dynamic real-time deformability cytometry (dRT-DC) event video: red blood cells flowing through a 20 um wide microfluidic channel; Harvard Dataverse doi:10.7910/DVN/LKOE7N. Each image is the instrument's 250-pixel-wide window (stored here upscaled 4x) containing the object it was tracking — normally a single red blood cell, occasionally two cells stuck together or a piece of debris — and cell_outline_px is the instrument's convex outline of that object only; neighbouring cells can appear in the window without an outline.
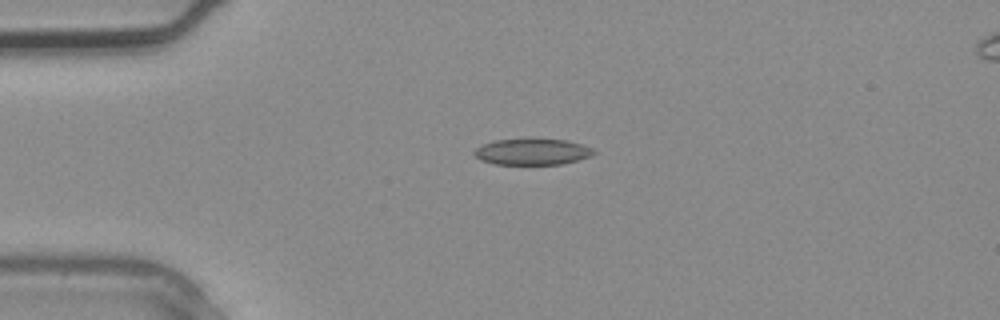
{"species": "common noctule bat (a hibernating species)", "species_latin": "Nyctalus noctula", "temperature_condition": "warm", "stored_images_in_passage": 3, "camera_frame_rate_fps": 3000, "um_per_image_px": 0.085, "animal": {"sex": "male", "body_mass_g": 20.4}, "frame": {"image": 1, "passage_image": 2, "time_ms": 0.333, "image_size_px": [1000, 320], "cell_outline_px": [[596, 152], [592, 156], [560, 164], [496, 164], [480, 160], [472, 152], [476, 148], [484, 144], [496, 140], [568, 140], [592, 148]], "centroid_in_image_um": [45.24, 12.91], "position_along_channel_um": 39.8, "area_um2": 17.8}}